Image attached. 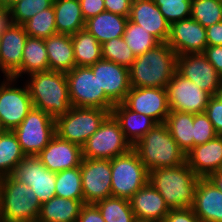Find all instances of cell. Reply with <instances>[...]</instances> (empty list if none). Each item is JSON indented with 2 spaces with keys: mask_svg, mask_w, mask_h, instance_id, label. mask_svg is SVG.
I'll list each match as a JSON object with an SVG mask.
<instances>
[{
  "mask_svg": "<svg viewBox=\"0 0 222 222\" xmlns=\"http://www.w3.org/2000/svg\"><path fill=\"white\" fill-rule=\"evenodd\" d=\"M110 166L112 197L129 200L148 183V170L133 148L127 153L111 159Z\"/></svg>",
  "mask_w": 222,
  "mask_h": 222,
  "instance_id": "cell-7",
  "label": "cell"
},
{
  "mask_svg": "<svg viewBox=\"0 0 222 222\" xmlns=\"http://www.w3.org/2000/svg\"><path fill=\"white\" fill-rule=\"evenodd\" d=\"M23 27L29 37L46 39L54 35L57 33L54 7L40 11L25 22Z\"/></svg>",
  "mask_w": 222,
  "mask_h": 222,
  "instance_id": "cell-37",
  "label": "cell"
},
{
  "mask_svg": "<svg viewBox=\"0 0 222 222\" xmlns=\"http://www.w3.org/2000/svg\"><path fill=\"white\" fill-rule=\"evenodd\" d=\"M77 222H105V220L96 204L85 203Z\"/></svg>",
  "mask_w": 222,
  "mask_h": 222,
  "instance_id": "cell-47",
  "label": "cell"
},
{
  "mask_svg": "<svg viewBox=\"0 0 222 222\" xmlns=\"http://www.w3.org/2000/svg\"><path fill=\"white\" fill-rule=\"evenodd\" d=\"M198 180L199 177L189 168L187 162L177 167L148 171V183L162 195L170 209L193 205Z\"/></svg>",
  "mask_w": 222,
  "mask_h": 222,
  "instance_id": "cell-2",
  "label": "cell"
},
{
  "mask_svg": "<svg viewBox=\"0 0 222 222\" xmlns=\"http://www.w3.org/2000/svg\"><path fill=\"white\" fill-rule=\"evenodd\" d=\"M205 113L217 134L222 136V100L217 95L210 97Z\"/></svg>",
  "mask_w": 222,
  "mask_h": 222,
  "instance_id": "cell-43",
  "label": "cell"
},
{
  "mask_svg": "<svg viewBox=\"0 0 222 222\" xmlns=\"http://www.w3.org/2000/svg\"><path fill=\"white\" fill-rule=\"evenodd\" d=\"M76 66H92L102 59V45L85 28L71 35Z\"/></svg>",
  "mask_w": 222,
  "mask_h": 222,
  "instance_id": "cell-32",
  "label": "cell"
},
{
  "mask_svg": "<svg viewBox=\"0 0 222 222\" xmlns=\"http://www.w3.org/2000/svg\"><path fill=\"white\" fill-rule=\"evenodd\" d=\"M21 0H4V7L10 9L14 4L18 3Z\"/></svg>",
  "mask_w": 222,
  "mask_h": 222,
  "instance_id": "cell-52",
  "label": "cell"
},
{
  "mask_svg": "<svg viewBox=\"0 0 222 222\" xmlns=\"http://www.w3.org/2000/svg\"><path fill=\"white\" fill-rule=\"evenodd\" d=\"M53 7L57 33L73 35L85 28L79 0H54Z\"/></svg>",
  "mask_w": 222,
  "mask_h": 222,
  "instance_id": "cell-29",
  "label": "cell"
},
{
  "mask_svg": "<svg viewBox=\"0 0 222 222\" xmlns=\"http://www.w3.org/2000/svg\"><path fill=\"white\" fill-rule=\"evenodd\" d=\"M177 72L211 96L217 95L222 85V77L203 53L179 55Z\"/></svg>",
  "mask_w": 222,
  "mask_h": 222,
  "instance_id": "cell-16",
  "label": "cell"
},
{
  "mask_svg": "<svg viewBox=\"0 0 222 222\" xmlns=\"http://www.w3.org/2000/svg\"><path fill=\"white\" fill-rule=\"evenodd\" d=\"M191 209L201 222H222V191L209 178H199Z\"/></svg>",
  "mask_w": 222,
  "mask_h": 222,
  "instance_id": "cell-24",
  "label": "cell"
},
{
  "mask_svg": "<svg viewBox=\"0 0 222 222\" xmlns=\"http://www.w3.org/2000/svg\"><path fill=\"white\" fill-rule=\"evenodd\" d=\"M97 76L100 89L115 103H122L130 90L129 68L112 61L100 59L90 66Z\"/></svg>",
  "mask_w": 222,
  "mask_h": 222,
  "instance_id": "cell-18",
  "label": "cell"
},
{
  "mask_svg": "<svg viewBox=\"0 0 222 222\" xmlns=\"http://www.w3.org/2000/svg\"><path fill=\"white\" fill-rule=\"evenodd\" d=\"M193 147L204 144L218 136L217 132L205 112L194 114Z\"/></svg>",
  "mask_w": 222,
  "mask_h": 222,
  "instance_id": "cell-42",
  "label": "cell"
},
{
  "mask_svg": "<svg viewBox=\"0 0 222 222\" xmlns=\"http://www.w3.org/2000/svg\"><path fill=\"white\" fill-rule=\"evenodd\" d=\"M133 0H104L106 11L125 17L130 16Z\"/></svg>",
  "mask_w": 222,
  "mask_h": 222,
  "instance_id": "cell-46",
  "label": "cell"
},
{
  "mask_svg": "<svg viewBox=\"0 0 222 222\" xmlns=\"http://www.w3.org/2000/svg\"><path fill=\"white\" fill-rule=\"evenodd\" d=\"M4 130L2 129L1 125H0V134L3 132Z\"/></svg>",
  "mask_w": 222,
  "mask_h": 222,
  "instance_id": "cell-56",
  "label": "cell"
},
{
  "mask_svg": "<svg viewBox=\"0 0 222 222\" xmlns=\"http://www.w3.org/2000/svg\"><path fill=\"white\" fill-rule=\"evenodd\" d=\"M194 114L170 110L164 124L179 148L187 154L193 148Z\"/></svg>",
  "mask_w": 222,
  "mask_h": 222,
  "instance_id": "cell-31",
  "label": "cell"
},
{
  "mask_svg": "<svg viewBox=\"0 0 222 222\" xmlns=\"http://www.w3.org/2000/svg\"><path fill=\"white\" fill-rule=\"evenodd\" d=\"M219 173H222V164H221V167L220 169L218 170Z\"/></svg>",
  "mask_w": 222,
  "mask_h": 222,
  "instance_id": "cell-55",
  "label": "cell"
},
{
  "mask_svg": "<svg viewBox=\"0 0 222 222\" xmlns=\"http://www.w3.org/2000/svg\"><path fill=\"white\" fill-rule=\"evenodd\" d=\"M135 58L136 56L128 47L123 37L114 38L102 44V59L129 68Z\"/></svg>",
  "mask_w": 222,
  "mask_h": 222,
  "instance_id": "cell-39",
  "label": "cell"
},
{
  "mask_svg": "<svg viewBox=\"0 0 222 222\" xmlns=\"http://www.w3.org/2000/svg\"><path fill=\"white\" fill-rule=\"evenodd\" d=\"M186 162L199 178H208L217 172L222 164V136L194 146L186 154Z\"/></svg>",
  "mask_w": 222,
  "mask_h": 222,
  "instance_id": "cell-23",
  "label": "cell"
},
{
  "mask_svg": "<svg viewBox=\"0 0 222 222\" xmlns=\"http://www.w3.org/2000/svg\"><path fill=\"white\" fill-rule=\"evenodd\" d=\"M55 195L84 202L80 166L56 173Z\"/></svg>",
  "mask_w": 222,
  "mask_h": 222,
  "instance_id": "cell-34",
  "label": "cell"
},
{
  "mask_svg": "<svg viewBox=\"0 0 222 222\" xmlns=\"http://www.w3.org/2000/svg\"><path fill=\"white\" fill-rule=\"evenodd\" d=\"M129 201L138 221L164 222L171 210L162 195L150 183L140 188Z\"/></svg>",
  "mask_w": 222,
  "mask_h": 222,
  "instance_id": "cell-22",
  "label": "cell"
},
{
  "mask_svg": "<svg viewBox=\"0 0 222 222\" xmlns=\"http://www.w3.org/2000/svg\"><path fill=\"white\" fill-rule=\"evenodd\" d=\"M65 74L72 106L100 108L111 112L115 103L100 89L91 67L76 66Z\"/></svg>",
  "mask_w": 222,
  "mask_h": 222,
  "instance_id": "cell-8",
  "label": "cell"
},
{
  "mask_svg": "<svg viewBox=\"0 0 222 222\" xmlns=\"http://www.w3.org/2000/svg\"><path fill=\"white\" fill-rule=\"evenodd\" d=\"M214 185H216V187L222 191V173H219L218 171L211 174L209 177H208Z\"/></svg>",
  "mask_w": 222,
  "mask_h": 222,
  "instance_id": "cell-51",
  "label": "cell"
},
{
  "mask_svg": "<svg viewBox=\"0 0 222 222\" xmlns=\"http://www.w3.org/2000/svg\"><path fill=\"white\" fill-rule=\"evenodd\" d=\"M128 17L104 11L86 20L85 29L88 30L102 45L118 37H123Z\"/></svg>",
  "mask_w": 222,
  "mask_h": 222,
  "instance_id": "cell-27",
  "label": "cell"
},
{
  "mask_svg": "<svg viewBox=\"0 0 222 222\" xmlns=\"http://www.w3.org/2000/svg\"><path fill=\"white\" fill-rule=\"evenodd\" d=\"M136 222H153V221H138V220H137Z\"/></svg>",
  "mask_w": 222,
  "mask_h": 222,
  "instance_id": "cell-57",
  "label": "cell"
},
{
  "mask_svg": "<svg viewBox=\"0 0 222 222\" xmlns=\"http://www.w3.org/2000/svg\"><path fill=\"white\" fill-rule=\"evenodd\" d=\"M80 171L84 203L96 204L112 196L110 159L82 158Z\"/></svg>",
  "mask_w": 222,
  "mask_h": 222,
  "instance_id": "cell-12",
  "label": "cell"
},
{
  "mask_svg": "<svg viewBox=\"0 0 222 222\" xmlns=\"http://www.w3.org/2000/svg\"><path fill=\"white\" fill-rule=\"evenodd\" d=\"M40 208L31 188L12 175L0 178V222H36Z\"/></svg>",
  "mask_w": 222,
  "mask_h": 222,
  "instance_id": "cell-5",
  "label": "cell"
},
{
  "mask_svg": "<svg viewBox=\"0 0 222 222\" xmlns=\"http://www.w3.org/2000/svg\"><path fill=\"white\" fill-rule=\"evenodd\" d=\"M54 0H21L11 8L13 22L23 25L34 15L53 6Z\"/></svg>",
  "mask_w": 222,
  "mask_h": 222,
  "instance_id": "cell-40",
  "label": "cell"
},
{
  "mask_svg": "<svg viewBox=\"0 0 222 222\" xmlns=\"http://www.w3.org/2000/svg\"><path fill=\"white\" fill-rule=\"evenodd\" d=\"M17 79L5 77L0 84V125L13 131L33 108L27 84L15 87Z\"/></svg>",
  "mask_w": 222,
  "mask_h": 222,
  "instance_id": "cell-11",
  "label": "cell"
},
{
  "mask_svg": "<svg viewBox=\"0 0 222 222\" xmlns=\"http://www.w3.org/2000/svg\"><path fill=\"white\" fill-rule=\"evenodd\" d=\"M132 148L119 123L110 113L82 147V157L111 160L127 153Z\"/></svg>",
  "mask_w": 222,
  "mask_h": 222,
  "instance_id": "cell-9",
  "label": "cell"
},
{
  "mask_svg": "<svg viewBox=\"0 0 222 222\" xmlns=\"http://www.w3.org/2000/svg\"><path fill=\"white\" fill-rule=\"evenodd\" d=\"M203 54L222 77V45H207Z\"/></svg>",
  "mask_w": 222,
  "mask_h": 222,
  "instance_id": "cell-48",
  "label": "cell"
},
{
  "mask_svg": "<svg viewBox=\"0 0 222 222\" xmlns=\"http://www.w3.org/2000/svg\"><path fill=\"white\" fill-rule=\"evenodd\" d=\"M148 171L177 167L186 162V154L179 148L164 123L156 124L133 145Z\"/></svg>",
  "mask_w": 222,
  "mask_h": 222,
  "instance_id": "cell-4",
  "label": "cell"
},
{
  "mask_svg": "<svg viewBox=\"0 0 222 222\" xmlns=\"http://www.w3.org/2000/svg\"><path fill=\"white\" fill-rule=\"evenodd\" d=\"M0 5L4 6V0H0Z\"/></svg>",
  "mask_w": 222,
  "mask_h": 222,
  "instance_id": "cell-54",
  "label": "cell"
},
{
  "mask_svg": "<svg viewBox=\"0 0 222 222\" xmlns=\"http://www.w3.org/2000/svg\"><path fill=\"white\" fill-rule=\"evenodd\" d=\"M119 123L125 138L133 146L157 123L150 117L133 112L123 103H117L110 112Z\"/></svg>",
  "mask_w": 222,
  "mask_h": 222,
  "instance_id": "cell-25",
  "label": "cell"
},
{
  "mask_svg": "<svg viewBox=\"0 0 222 222\" xmlns=\"http://www.w3.org/2000/svg\"><path fill=\"white\" fill-rule=\"evenodd\" d=\"M49 70L45 39L28 36L22 54L21 67L11 78L18 79L23 76L22 74L30 75Z\"/></svg>",
  "mask_w": 222,
  "mask_h": 222,
  "instance_id": "cell-30",
  "label": "cell"
},
{
  "mask_svg": "<svg viewBox=\"0 0 222 222\" xmlns=\"http://www.w3.org/2000/svg\"><path fill=\"white\" fill-rule=\"evenodd\" d=\"M167 43L178 56L203 53L208 45L206 28L191 17L172 23Z\"/></svg>",
  "mask_w": 222,
  "mask_h": 222,
  "instance_id": "cell-17",
  "label": "cell"
},
{
  "mask_svg": "<svg viewBox=\"0 0 222 222\" xmlns=\"http://www.w3.org/2000/svg\"><path fill=\"white\" fill-rule=\"evenodd\" d=\"M79 2L85 21L91 17L97 16L101 12L106 11L104 0H79Z\"/></svg>",
  "mask_w": 222,
  "mask_h": 222,
  "instance_id": "cell-45",
  "label": "cell"
},
{
  "mask_svg": "<svg viewBox=\"0 0 222 222\" xmlns=\"http://www.w3.org/2000/svg\"><path fill=\"white\" fill-rule=\"evenodd\" d=\"M206 36L209 46L222 45V22L207 27Z\"/></svg>",
  "mask_w": 222,
  "mask_h": 222,
  "instance_id": "cell-49",
  "label": "cell"
},
{
  "mask_svg": "<svg viewBox=\"0 0 222 222\" xmlns=\"http://www.w3.org/2000/svg\"><path fill=\"white\" fill-rule=\"evenodd\" d=\"M13 23L10 9L0 5V35H2Z\"/></svg>",
  "mask_w": 222,
  "mask_h": 222,
  "instance_id": "cell-50",
  "label": "cell"
},
{
  "mask_svg": "<svg viewBox=\"0 0 222 222\" xmlns=\"http://www.w3.org/2000/svg\"><path fill=\"white\" fill-rule=\"evenodd\" d=\"M177 57L167 42L137 56L129 67L130 86L166 88L177 72Z\"/></svg>",
  "mask_w": 222,
  "mask_h": 222,
  "instance_id": "cell-1",
  "label": "cell"
},
{
  "mask_svg": "<svg viewBox=\"0 0 222 222\" xmlns=\"http://www.w3.org/2000/svg\"><path fill=\"white\" fill-rule=\"evenodd\" d=\"M123 39L137 57L151 50L160 42L148 31L128 19Z\"/></svg>",
  "mask_w": 222,
  "mask_h": 222,
  "instance_id": "cell-36",
  "label": "cell"
},
{
  "mask_svg": "<svg viewBox=\"0 0 222 222\" xmlns=\"http://www.w3.org/2000/svg\"><path fill=\"white\" fill-rule=\"evenodd\" d=\"M12 176L31 188L41 204L56 196V173L48 170L37 156H25Z\"/></svg>",
  "mask_w": 222,
  "mask_h": 222,
  "instance_id": "cell-14",
  "label": "cell"
},
{
  "mask_svg": "<svg viewBox=\"0 0 222 222\" xmlns=\"http://www.w3.org/2000/svg\"><path fill=\"white\" fill-rule=\"evenodd\" d=\"M51 71L67 73L76 67L71 35L55 33L45 39Z\"/></svg>",
  "mask_w": 222,
  "mask_h": 222,
  "instance_id": "cell-26",
  "label": "cell"
},
{
  "mask_svg": "<svg viewBox=\"0 0 222 222\" xmlns=\"http://www.w3.org/2000/svg\"><path fill=\"white\" fill-rule=\"evenodd\" d=\"M122 103L131 111L152 118L157 124L164 123L170 113L166 88L130 87Z\"/></svg>",
  "mask_w": 222,
  "mask_h": 222,
  "instance_id": "cell-15",
  "label": "cell"
},
{
  "mask_svg": "<svg viewBox=\"0 0 222 222\" xmlns=\"http://www.w3.org/2000/svg\"><path fill=\"white\" fill-rule=\"evenodd\" d=\"M84 202L54 196L41 204L36 222H77Z\"/></svg>",
  "mask_w": 222,
  "mask_h": 222,
  "instance_id": "cell-28",
  "label": "cell"
},
{
  "mask_svg": "<svg viewBox=\"0 0 222 222\" xmlns=\"http://www.w3.org/2000/svg\"><path fill=\"white\" fill-rule=\"evenodd\" d=\"M105 222H136L130 201L126 198L108 197L96 203Z\"/></svg>",
  "mask_w": 222,
  "mask_h": 222,
  "instance_id": "cell-35",
  "label": "cell"
},
{
  "mask_svg": "<svg viewBox=\"0 0 222 222\" xmlns=\"http://www.w3.org/2000/svg\"><path fill=\"white\" fill-rule=\"evenodd\" d=\"M217 96L222 100V85L220 89L218 90Z\"/></svg>",
  "mask_w": 222,
  "mask_h": 222,
  "instance_id": "cell-53",
  "label": "cell"
},
{
  "mask_svg": "<svg viewBox=\"0 0 222 222\" xmlns=\"http://www.w3.org/2000/svg\"><path fill=\"white\" fill-rule=\"evenodd\" d=\"M166 91L170 110L192 114L205 112L211 97L208 92L178 72L166 86Z\"/></svg>",
  "mask_w": 222,
  "mask_h": 222,
  "instance_id": "cell-13",
  "label": "cell"
},
{
  "mask_svg": "<svg viewBox=\"0 0 222 222\" xmlns=\"http://www.w3.org/2000/svg\"><path fill=\"white\" fill-rule=\"evenodd\" d=\"M51 172L58 173L79 167L82 161V148L55 135L48 145L36 155Z\"/></svg>",
  "mask_w": 222,
  "mask_h": 222,
  "instance_id": "cell-19",
  "label": "cell"
},
{
  "mask_svg": "<svg viewBox=\"0 0 222 222\" xmlns=\"http://www.w3.org/2000/svg\"><path fill=\"white\" fill-rule=\"evenodd\" d=\"M191 18L207 28L222 22L221 0H192Z\"/></svg>",
  "mask_w": 222,
  "mask_h": 222,
  "instance_id": "cell-38",
  "label": "cell"
},
{
  "mask_svg": "<svg viewBox=\"0 0 222 222\" xmlns=\"http://www.w3.org/2000/svg\"><path fill=\"white\" fill-rule=\"evenodd\" d=\"M109 114L105 109L72 106L55 119L56 135L82 148Z\"/></svg>",
  "mask_w": 222,
  "mask_h": 222,
  "instance_id": "cell-6",
  "label": "cell"
},
{
  "mask_svg": "<svg viewBox=\"0 0 222 222\" xmlns=\"http://www.w3.org/2000/svg\"><path fill=\"white\" fill-rule=\"evenodd\" d=\"M164 18L171 25L191 16L192 0H153Z\"/></svg>",
  "mask_w": 222,
  "mask_h": 222,
  "instance_id": "cell-41",
  "label": "cell"
},
{
  "mask_svg": "<svg viewBox=\"0 0 222 222\" xmlns=\"http://www.w3.org/2000/svg\"><path fill=\"white\" fill-rule=\"evenodd\" d=\"M26 81L33 107L48 113L52 118L65 115L72 107L68 81L64 72L45 71L28 75Z\"/></svg>",
  "mask_w": 222,
  "mask_h": 222,
  "instance_id": "cell-3",
  "label": "cell"
},
{
  "mask_svg": "<svg viewBox=\"0 0 222 222\" xmlns=\"http://www.w3.org/2000/svg\"><path fill=\"white\" fill-rule=\"evenodd\" d=\"M27 37L23 25L15 23L1 35L0 71L4 77H12L20 69Z\"/></svg>",
  "mask_w": 222,
  "mask_h": 222,
  "instance_id": "cell-20",
  "label": "cell"
},
{
  "mask_svg": "<svg viewBox=\"0 0 222 222\" xmlns=\"http://www.w3.org/2000/svg\"><path fill=\"white\" fill-rule=\"evenodd\" d=\"M25 156L15 133L4 130L0 134V178L12 175Z\"/></svg>",
  "mask_w": 222,
  "mask_h": 222,
  "instance_id": "cell-33",
  "label": "cell"
},
{
  "mask_svg": "<svg viewBox=\"0 0 222 222\" xmlns=\"http://www.w3.org/2000/svg\"><path fill=\"white\" fill-rule=\"evenodd\" d=\"M164 222H201L191 207L171 209Z\"/></svg>",
  "mask_w": 222,
  "mask_h": 222,
  "instance_id": "cell-44",
  "label": "cell"
},
{
  "mask_svg": "<svg viewBox=\"0 0 222 222\" xmlns=\"http://www.w3.org/2000/svg\"><path fill=\"white\" fill-rule=\"evenodd\" d=\"M128 19L142 26L144 30L152 34L159 42H167L170 24L153 0H133Z\"/></svg>",
  "mask_w": 222,
  "mask_h": 222,
  "instance_id": "cell-21",
  "label": "cell"
},
{
  "mask_svg": "<svg viewBox=\"0 0 222 222\" xmlns=\"http://www.w3.org/2000/svg\"><path fill=\"white\" fill-rule=\"evenodd\" d=\"M26 156L38 155L56 135L55 119L33 107L13 130Z\"/></svg>",
  "mask_w": 222,
  "mask_h": 222,
  "instance_id": "cell-10",
  "label": "cell"
}]
</instances>
